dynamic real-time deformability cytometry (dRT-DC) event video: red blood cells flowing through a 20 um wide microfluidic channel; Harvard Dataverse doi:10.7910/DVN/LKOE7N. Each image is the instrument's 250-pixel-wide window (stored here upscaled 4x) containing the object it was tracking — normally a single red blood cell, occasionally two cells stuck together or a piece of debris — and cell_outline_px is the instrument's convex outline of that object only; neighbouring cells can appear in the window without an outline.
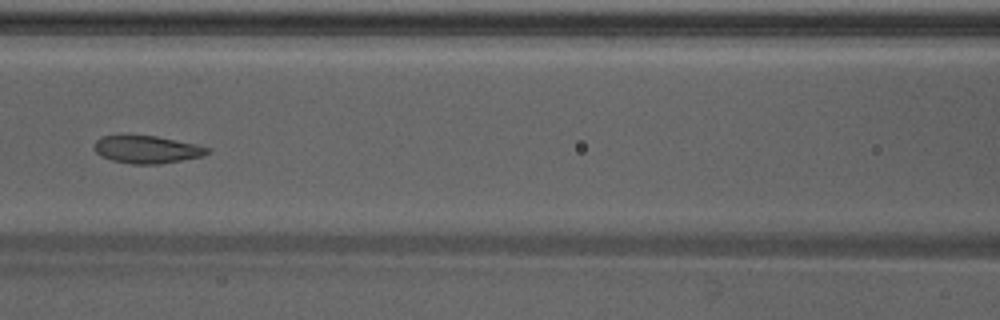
{"species": "Egyptian fruit bat (a non-hibernating species)", "species_latin": "Rousettus aegyptiacus", "temperature_condition": "warm", "stored_images_in_passage": 49, "camera_frame_rate_fps": 3000, "um_per_image_px": 0.085, "animal": {"sex": "male"}, "frame": {"image": 1, "passage_image": 22, "time_ms": 7.0, "image_size_px": [1000, 320], "cell_outline_px": [[212, 152], [204, 156], [160, 164], [132, 164], [112, 160], [100, 156], [92, 148], [96, 140], [100, 136], [156, 136], [212, 148]], "centroid_in_image_um": [12.5, 12.72], "position_along_channel_um": 154.1, "area_um2": 18.21}, "authors_computed_cell_mechanics": {"area_um2": 20.0566, "velocity_mm_per_s": 4.2437, "shape_relaxation_time_tau1_ms": 3.7402, "shape_relaxation_time_tau2_ms": 1.5181, "deformation_change_tau1": 0.1015, "deformation_change_tau2": 0.0656}}